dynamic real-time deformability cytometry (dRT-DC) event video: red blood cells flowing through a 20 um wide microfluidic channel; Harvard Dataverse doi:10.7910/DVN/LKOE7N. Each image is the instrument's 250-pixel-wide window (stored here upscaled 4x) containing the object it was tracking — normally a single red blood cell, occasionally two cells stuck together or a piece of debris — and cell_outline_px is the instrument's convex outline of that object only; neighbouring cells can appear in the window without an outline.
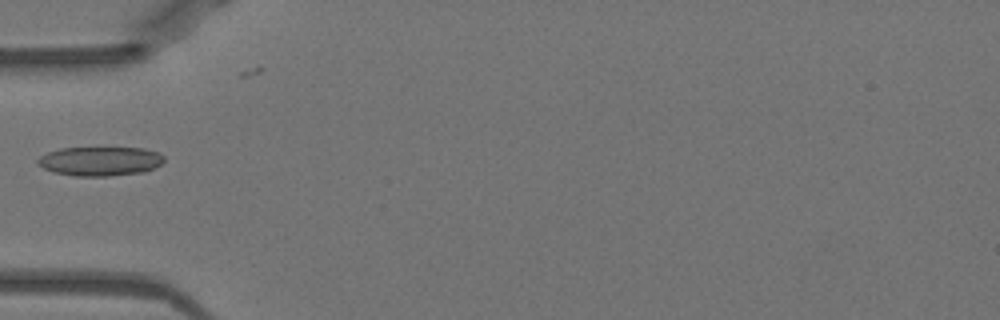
{"species": "Egyptian fruit bat (a non-hibernating species)", "species_latin": "Rousettus aegyptiacus", "temperature_condition": "warm", "stored_images_in_passage": 35, "camera_frame_rate_fps": 3000, "um_per_image_px": 0.085, "animal": {"sex": "female"}, "frame": {"image": 1, "passage_image": 1, "time_ms": 0.0, "image_size_px": [1000, 320], "cell_outline_px": [[164, 160], [160, 164], [144, 172], [108, 176], [72, 176], [52, 172], [36, 164], [36, 160], [40, 156], [48, 152], [60, 148], [144, 148], [160, 152], [164, 156]], "centroid_in_image_um": [8.49, 13.7], "position_along_channel_um": 76.5, "area_um2": 21.62}}
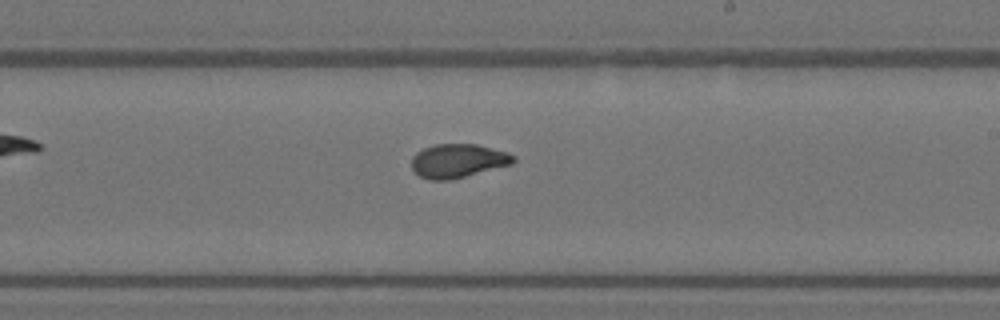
{"frame": {"image": 2, "passage_image": 14, "time_ms": 4.333, "image_size_px": [1000, 320], "cell_outline_px": [[516, 160], [512, 164], [448, 180], [432, 180], [420, 176], [412, 168], [412, 156], [416, 152], [424, 148], [436, 144], [476, 144], [508, 152], [516, 156]], "centroid_in_image_um": [38.94, 13.65], "position_along_channel_um": 250.1, "area_um2": 19.88}}
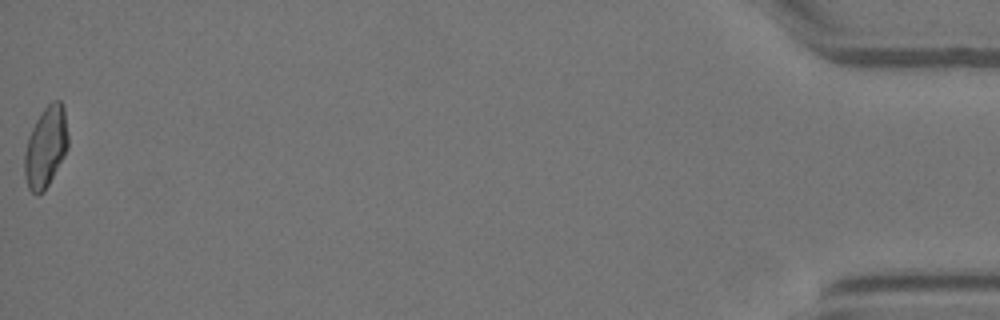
{"frame": {"image": 3, "passage_image": 35, "time_ms": 11.333, "image_size_px": [1000, 320], "cell_outline_px": [[68, 148], [64, 156], [44, 192], [36, 196], [28, 188], [24, 176], [24, 152], [28, 136], [36, 120], [44, 108], [52, 100], [60, 100], [64, 108], [68, 136]], "centroid_in_image_um": [3.88, 12.51], "position_along_channel_um": 431.3, "area_um2": 20.63}}